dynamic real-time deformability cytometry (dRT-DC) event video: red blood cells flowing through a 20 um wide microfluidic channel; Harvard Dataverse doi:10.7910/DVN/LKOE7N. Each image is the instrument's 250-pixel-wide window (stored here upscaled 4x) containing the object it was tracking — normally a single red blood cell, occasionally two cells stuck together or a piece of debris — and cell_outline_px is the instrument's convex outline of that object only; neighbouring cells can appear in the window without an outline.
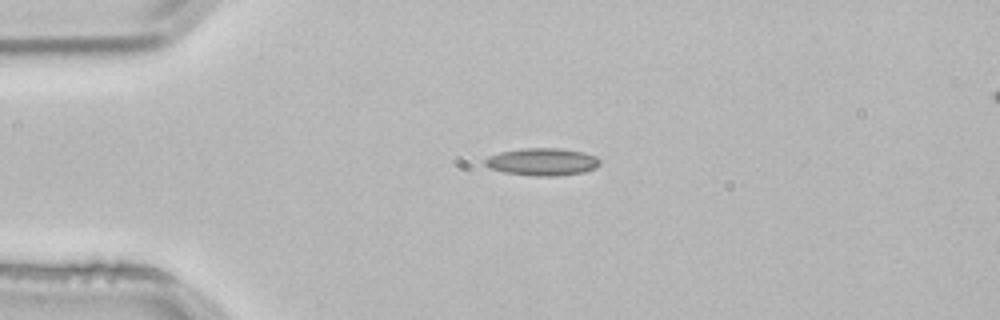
{"species": "common noctule bat (a hibernating species)", "species_latin": "Nyctalus noctula", "temperature_condition": "room temperature", "stored_images_in_passage": 2, "camera_frame_rate_fps": 3000, "um_per_image_px": 0.085, "animal": {"sex": "male", "body_mass_g": 21.5, "forearm_length_mm": 52.0}, "frame": {"image": 1, "passage_image": 1, "time_ms": 0.0, "image_size_px": [1000, 320], "cell_outline_px": [[600, 164], [596, 168], [584, 172], [556, 176], [536, 176], [504, 172], [488, 168], [484, 164], [484, 160], [488, 156], [500, 152], [520, 148], [556, 148], [580, 152], [596, 156], [600, 160]], "centroid_in_image_um": [46.07, 13.76], "position_along_channel_um": 38.9, "area_um2": 18.38}}